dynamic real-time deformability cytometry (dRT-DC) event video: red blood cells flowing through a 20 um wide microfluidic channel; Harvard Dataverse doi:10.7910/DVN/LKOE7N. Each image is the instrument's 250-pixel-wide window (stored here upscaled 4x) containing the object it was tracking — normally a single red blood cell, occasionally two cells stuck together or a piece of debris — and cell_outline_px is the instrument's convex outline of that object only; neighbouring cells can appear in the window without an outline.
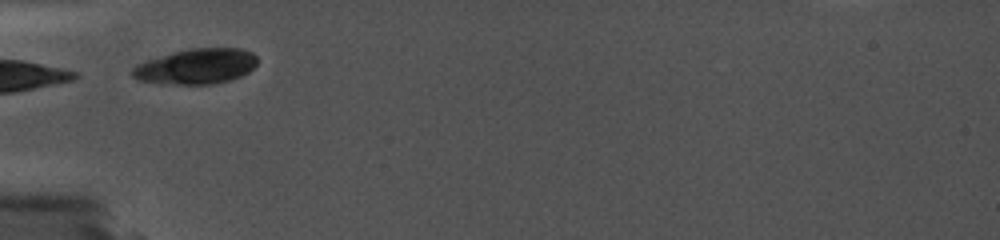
{"species": "common noctule bat (a hibernating species)", "species_latin": "Nyctalus noctula", "temperature_condition": "cold", "stored_images_in_passage": 11, "camera_frame_rate_fps": 5000, "um_per_image_px": 0.085, "animal": {"sex": "female", "body_mass_g": 19.0, "forearm_length_mm": 56.7}, "frame": {"image": 1, "passage_image": 1, "time_ms": 0.0, "image_size_px": [1000, 240], "cell_outline_px": [[256, 64], [248, 72], [240, 76], [228, 80], [212, 84], [160, 84], [136, 80], [132, 76], [132, 68], [136, 64], [144, 60], [188, 48], [240, 48], [252, 52], [256, 56]], "centroid_in_image_um": [16.62, 5.64], "position_along_channel_um": 68.4, "area_um2": 25.89}}